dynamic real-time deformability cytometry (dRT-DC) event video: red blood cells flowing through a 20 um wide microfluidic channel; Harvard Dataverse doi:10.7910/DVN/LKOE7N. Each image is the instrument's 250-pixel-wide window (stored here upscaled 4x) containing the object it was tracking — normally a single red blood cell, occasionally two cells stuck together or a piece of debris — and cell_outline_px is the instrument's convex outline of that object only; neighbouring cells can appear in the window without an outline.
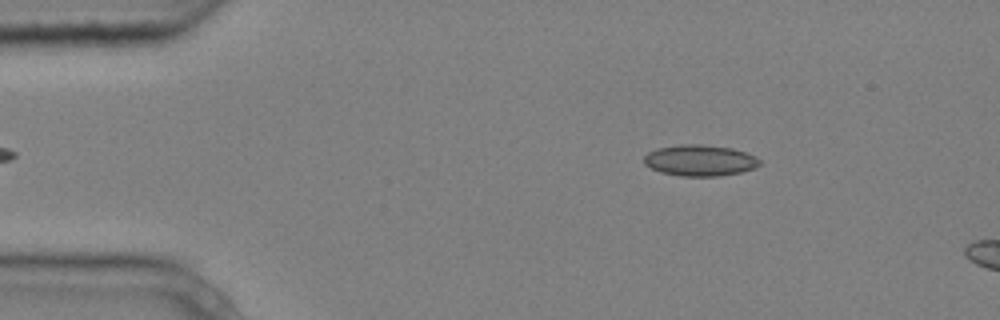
{"species": "common noctule bat (a hibernating species)", "species_latin": "Nyctalus noctula", "temperature_condition": "cold", "stored_images_in_passage": 4, "camera_frame_rate_fps": 3000, "um_per_image_px": 0.085, "animal": {"sex": "male", "body_mass_g": 20.4}, "frame": {"image": 1, "passage_image": 2, "time_ms": 0.333, "image_size_px": [1000, 320], "cell_outline_px": [[760, 164], [752, 168], [740, 172], [720, 176], [680, 176], [660, 172], [644, 164], [644, 156], [648, 152], [656, 148], [680, 144], [700, 144], [732, 148], [748, 152], [756, 156], [760, 160]], "centroid_in_image_um": [59.48, 13.62], "position_along_channel_um": 25.5, "area_um2": 21.1}}